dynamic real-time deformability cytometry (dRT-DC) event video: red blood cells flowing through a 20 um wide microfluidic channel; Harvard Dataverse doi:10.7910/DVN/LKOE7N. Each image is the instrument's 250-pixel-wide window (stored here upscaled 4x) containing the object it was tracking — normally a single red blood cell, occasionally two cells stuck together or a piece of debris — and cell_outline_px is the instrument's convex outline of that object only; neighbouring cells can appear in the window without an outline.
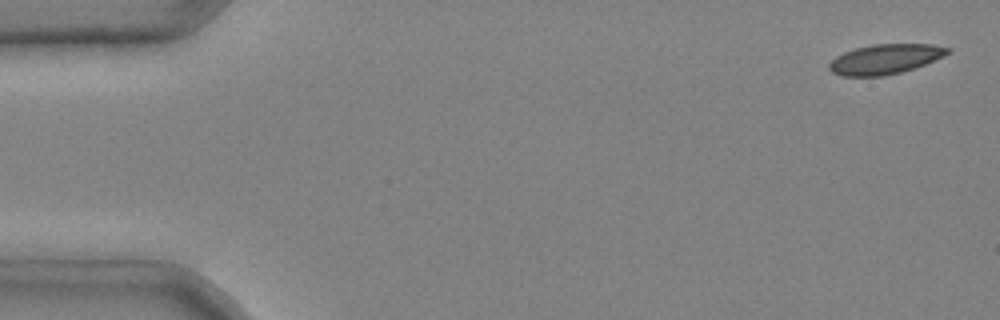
{"species": "common noctule bat (a hibernating species)", "species_latin": "Nyctalus noctula", "temperature_condition": "cold", "stored_images_in_passage": 5, "camera_frame_rate_fps": 3000, "um_per_image_px": 0.085, "animal": {"sex": "male", "body_mass_g": 20.4}, "frame": {"image": 1, "passage_image": 1, "time_ms": 0.0, "image_size_px": [1000, 320], "cell_outline_px": [[952, 52], [944, 56], [924, 64], [900, 72], [884, 76], [840, 76], [832, 72], [828, 68], [828, 64], [836, 56], [844, 52], [856, 48], [872, 44], [932, 44], [952, 48]], "centroid_in_image_um": [75.24, 5.02], "position_along_channel_um": 9.8, "area_um2": 20.63}}
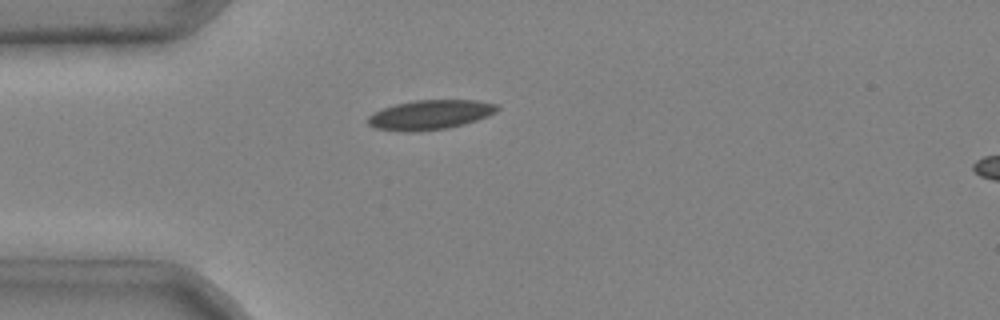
{"frame": {"image": 2, "passage_image": 4, "time_ms": 1.0, "image_size_px": [1000, 320], "cell_outline_px": [[500, 108], [496, 112], [488, 116], [464, 124], [448, 128], [416, 132], [400, 132], [376, 128], [368, 124], [368, 116], [372, 112], [396, 104], [416, 100], [476, 100], [496, 104]], "centroid_in_image_um": [36.55, 9.76], "position_along_channel_um": 48.5, "area_um2": 22.37}}